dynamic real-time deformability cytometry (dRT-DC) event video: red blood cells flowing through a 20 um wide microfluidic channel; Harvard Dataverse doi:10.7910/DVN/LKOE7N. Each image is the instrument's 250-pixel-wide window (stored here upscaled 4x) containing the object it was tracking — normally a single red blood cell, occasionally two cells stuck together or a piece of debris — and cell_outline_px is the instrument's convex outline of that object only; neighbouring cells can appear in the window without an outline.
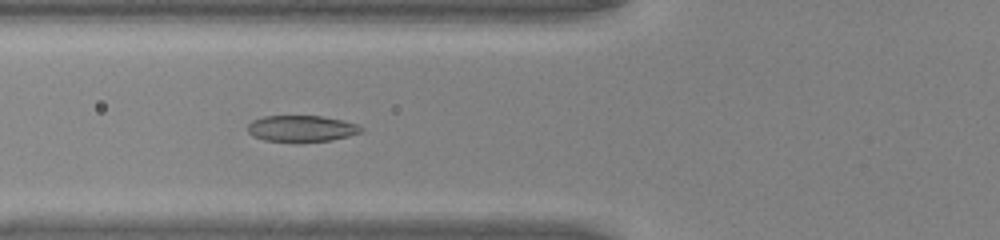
{"species": "common noctule bat (a hibernating species)", "species_latin": "Nyctalus noctula", "temperature_condition": "warm", "stored_images_in_passage": 33, "camera_frame_rate_fps": 3000, "um_per_image_px": 0.085, "animal": {"sex": "male", "body_mass_g": 20.0, "forearm_length_mm": 53.3}, "frame": {"image": 1, "passage_image": 4, "time_ms": 1.0, "image_size_px": [1000, 240], "cell_outline_px": [[364, 132], [332, 140], [264, 140], [252, 136], [248, 132], [248, 124], [252, 120], [264, 116], [320, 116], [340, 120], [356, 124], [364, 128]], "centroid_in_image_um": [25.63, 10.9], "position_along_channel_um": 100.2, "area_um2": 16.94}}
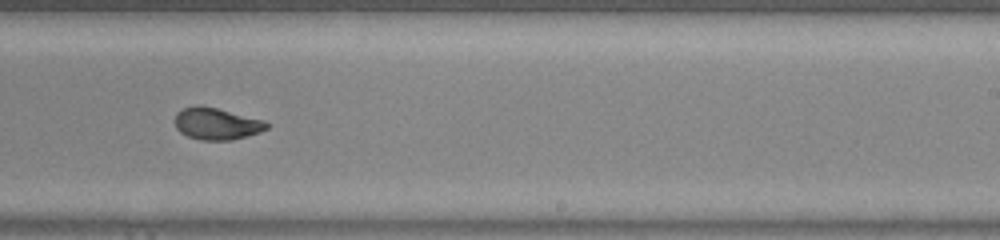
{"frame": {"image": 2, "passage_image": 16, "time_ms": 5.0, "image_size_px": [1000, 240], "cell_outline_px": [[268, 128], [260, 132], [232, 140], [200, 140], [188, 136], [180, 132], [176, 128], [176, 112], [192, 104], [200, 104], [264, 120], [268, 124]], "centroid_in_image_um": [18.39, 10.5], "position_along_channel_um": 270.6, "area_um2": 17.05}}
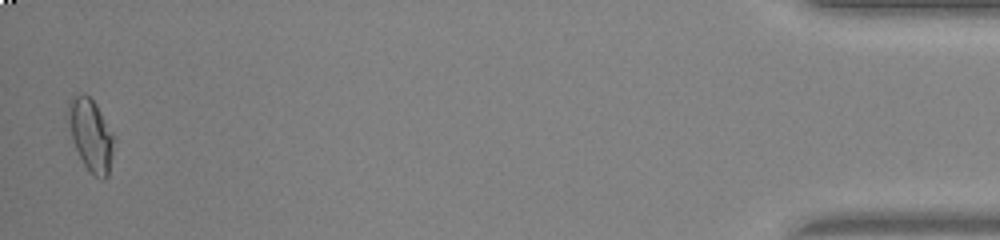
{"frame": {"image": 3, "passage_image": 33, "time_ms": 10.667, "image_size_px": [1000, 240], "cell_outline_px": [[116, 140], [108, 176], [104, 180], [100, 180], [88, 172], [72, 140], [64, 120], [64, 116], [68, 100], [72, 96], [80, 92], [84, 92], [96, 104], [112, 132]], "centroid_in_image_um": [7.67, 11.45], "position_along_channel_um": 427.5, "area_um2": 20.17}, "authors_computed_cell_mechanics": {"area_um2": 17.4556, "velocity_mm_per_s": 4.262, "shape_relaxation_time_tau1_ms": 6.9849, "shape_relaxation_time_tau2_ms": 0.7606, "deformation_change_tau1": 0.2405, "deformation_change_tau2": 0.0452}}